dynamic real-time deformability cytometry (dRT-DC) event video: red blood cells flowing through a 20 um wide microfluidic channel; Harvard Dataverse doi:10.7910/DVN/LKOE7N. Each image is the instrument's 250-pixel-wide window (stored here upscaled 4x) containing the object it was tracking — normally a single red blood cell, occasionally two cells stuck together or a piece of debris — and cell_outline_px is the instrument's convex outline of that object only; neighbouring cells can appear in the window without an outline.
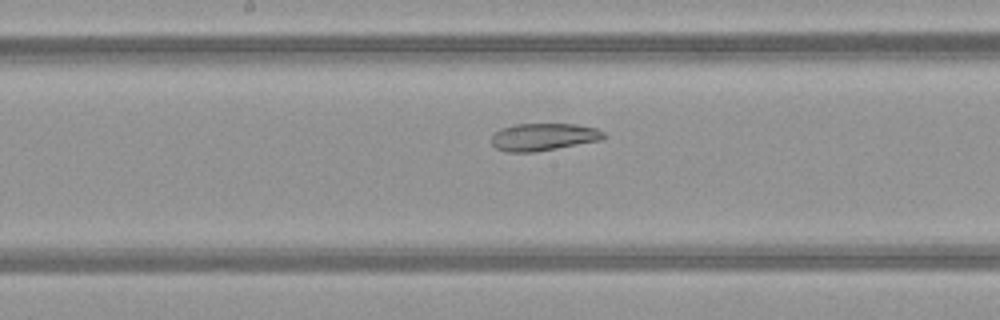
{"species": "common noctule bat (a hibernating species)", "species_latin": "Nyctalus noctula", "temperature_condition": "warm", "stored_images_in_passage": 34, "camera_frame_rate_fps": 3000, "um_per_image_px": 0.085, "animal": {"sex": "female", "body_mass_g": 21.9}, "frame": {"image": 1, "passage_image": 9, "time_ms": 2.667, "image_size_px": [1000, 320], "cell_outline_px": [[608, 136], [600, 140], [536, 152], [508, 152], [496, 148], [492, 144], [492, 136], [500, 128], [512, 124], [576, 124], [596, 128], [604, 132]], "centroid_in_image_um": [46.2, 11.63], "position_along_channel_um": 202.0, "area_um2": 17.98}}
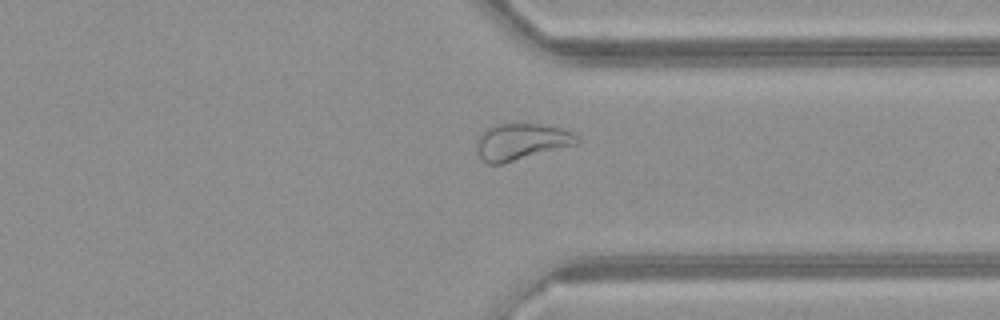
{"frame": {"image": 2, "passage_image": 21, "time_ms": 6.667, "image_size_px": [1000, 320], "cell_outline_px": [[580, 144], [504, 164], [488, 164], [480, 160], [476, 152], [476, 136], [488, 128], [496, 124], [540, 124], [564, 128], [580, 136]], "centroid_in_image_um": [44.33, 12.07], "position_along_channel_um": 367.1, "area_um2": 22.14}}
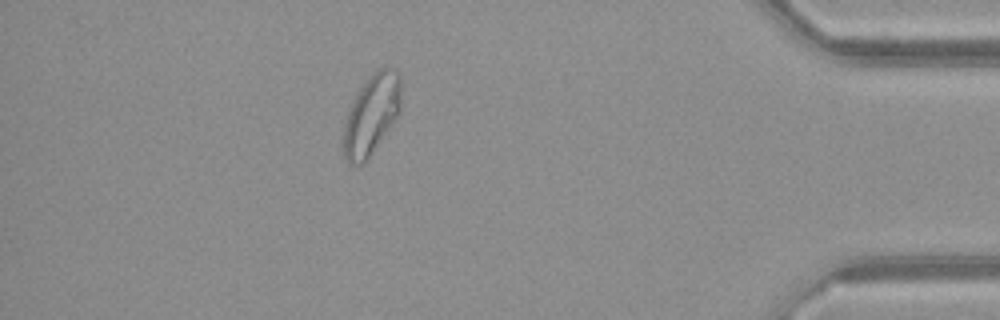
{"frame": {"image": 3, "passage_image": 27, "time_ms": 8.667, "image_size_px": [1000, 320], "cell_outline_px": [[400, 112], [368, 156], [360, 164], [348, 164], [344, 156], [344, 124], [348, 112], [360, 88], [380, 68], [388, 64], [396, 68], [400, 72]], "centroid_in_image_um": [31.6, 9.68], "position_along_channel_um": 403.6, "area_um2": 26.07}}